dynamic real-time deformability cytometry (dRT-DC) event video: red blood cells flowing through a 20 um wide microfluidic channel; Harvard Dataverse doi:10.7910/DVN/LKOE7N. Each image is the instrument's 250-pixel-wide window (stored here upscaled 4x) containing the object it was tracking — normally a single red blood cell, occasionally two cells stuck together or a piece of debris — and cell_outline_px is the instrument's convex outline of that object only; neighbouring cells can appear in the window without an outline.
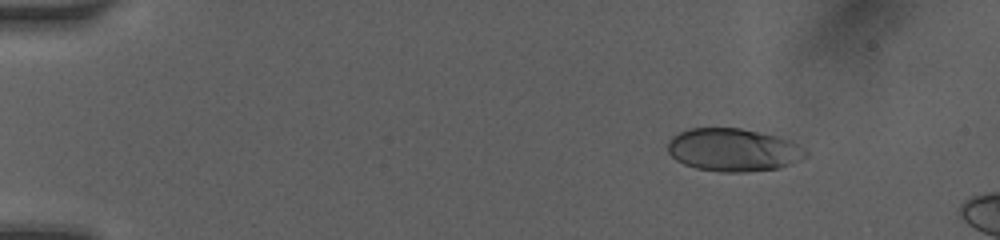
{"species": "human", "species_latin": "Homo sapiens", "temperature_condition": "room temperature", "stored_images_in_passage": 4, "camera_frame_rate_fps": 3000, "um_per_image_px": 0.085, "donor": {"sex": "female"}, "frame": {"image": 1, "passage_image": 1, "time_ms": 0.0, "image_size_px": [1000, 240], "cell_outline_px": [[808, 156], [792, 164], [776, 168], [744, 172], [724, 172], [696, 168], [684, 164], [676, 160], [668, 152], [668, 140], [672, 136], [688, 128], [740, 128], [776, 136], [788, 140], [804, 148], [808, 152]], "centroid_in_image_um": [62.31, 12.74], "position_along_channel_um": 22.7, "area_um2": 34.39}}